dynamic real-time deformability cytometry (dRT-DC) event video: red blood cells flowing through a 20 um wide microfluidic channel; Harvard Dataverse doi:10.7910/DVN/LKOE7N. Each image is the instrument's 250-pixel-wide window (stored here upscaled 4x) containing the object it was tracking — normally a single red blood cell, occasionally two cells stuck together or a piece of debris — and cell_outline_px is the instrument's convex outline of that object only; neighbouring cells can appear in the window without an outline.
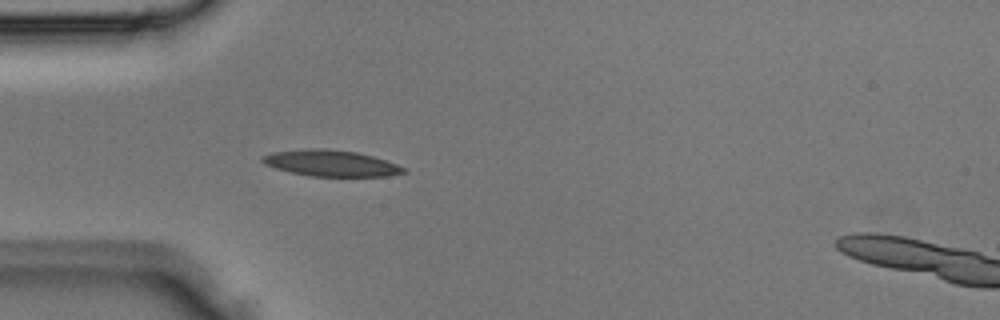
{"species": "Egyptian fruit bat (a non-hibernating species)", "species_latin": "Rousettus aegyptiacus", "temperature_condition": "room temperature", "stored_images_in_passage": 2, "camera_frame_rate_fps": 3000, "um_per_image_px": 0.085, "animal": {"sex": "male"}, "frame": {"image": 1, "passage_image": 1, "time_ms": 0.0, "image_size_px": [1000, 320], "cell_outline_px": [[408, 172], [388, 176], [308, 176], [276, 168], [264, 164], [260, 160], [264, 156], [272, 152], [304, 148], [324, 148], [356, 152], [372, 156], [396, 164], [404, 168]], "centroid_in_image_um": [28.11, 13.87], "position_along_channel_um": 56.9, "area_um2": 21.44}}